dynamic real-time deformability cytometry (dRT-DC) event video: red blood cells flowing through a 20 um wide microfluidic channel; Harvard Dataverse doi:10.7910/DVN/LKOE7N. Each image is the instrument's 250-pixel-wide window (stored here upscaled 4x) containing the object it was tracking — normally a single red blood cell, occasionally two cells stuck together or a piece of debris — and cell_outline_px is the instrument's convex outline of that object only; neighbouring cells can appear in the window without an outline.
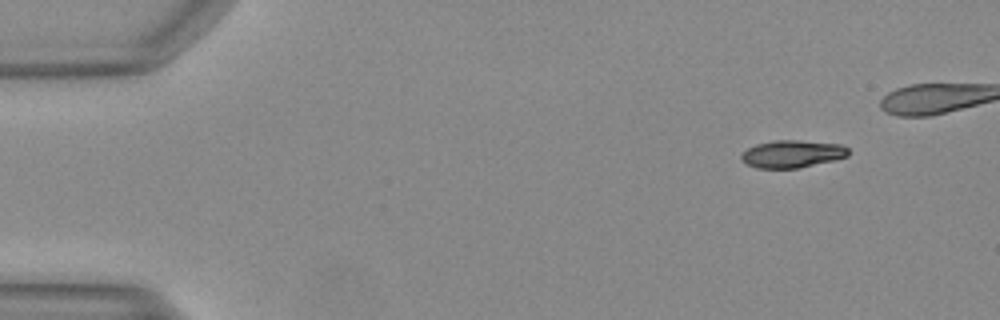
{"species": "Egyptian fruit bat (a non-hibernating species)", "species_latin": "Rousettus aegyptiacus", "temperature_condition": "warm", "stored_images_in_passage": 36, "camera_frame_rate_fps": 3000, "um_per_image_px": 0.085, "animal": {"sex": "female"}, "frame": {"image": 1, "passage_image": 1, "time_ms": 0.0, "image_size_px": [1000, 320], "cell_outline_px": [[848, 156], [800, 168], [756, 168], [748, 164], [740, 156], [748, 148], [756, 144], [776, 140], [796, 140], [840, 144], [848, 148]], "centroid_in_image_um": [67.34, 13.08], "position_along_channel_um": 17.7, "area_um2": 16.88}}
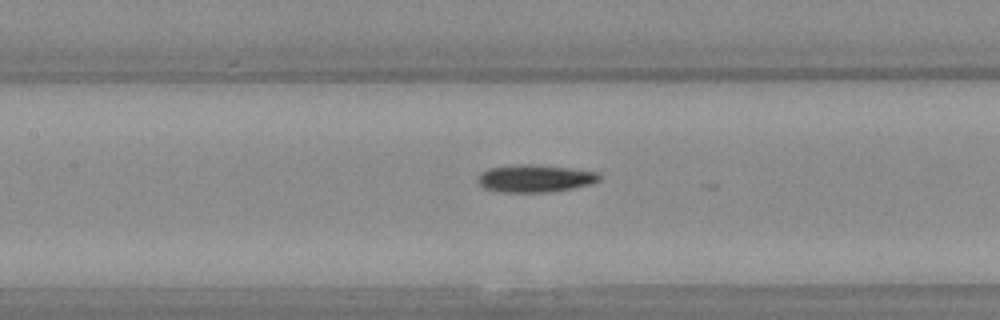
{"frame": {"image": 2, "passage_image": 19, "time_ms": 6.0, "image_size_px": [1000, 320], "cell_outline_px": [[600, 180], [592, 184], [572, 188], [548, 192], [500, 192], [484, 188], [476, 180], [480, 172], [488, 168], [528, 164], [532, 164], [568, 168], [596, 172], [600, 176]], "centroid_in_image_um": [45.45, 15.17], "position_along_channel_um": 162.0, "area_um2": 19.31}}
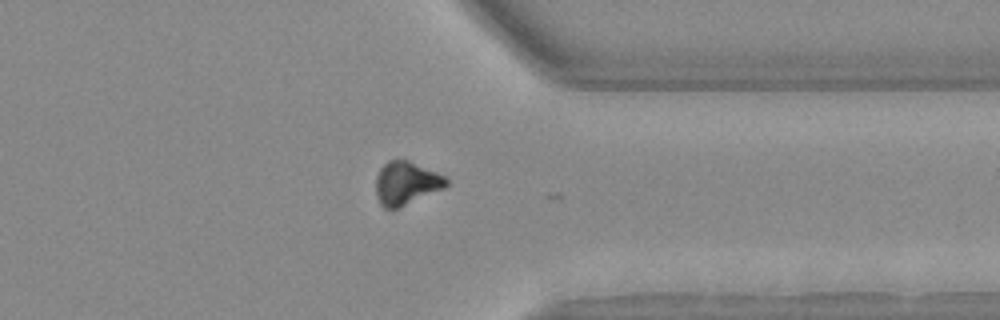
{"frame": {"image": 3, "passage_image": 35, "time_ms": 11.333, "image_size_px": [1000, 320], "cell_outline_px": [[448, 184], [444, 188], [400, 208], [384, 208], [380, 204], [376, 196], [376, 176], [380, 168], [388, 160], [408, 160], [436, 172], [444, 176], [448, 180]], "centroid_in_image_um": [34.51, 15.58], "position_along_channel_um": 376.9, "area_um2": 17.74}}